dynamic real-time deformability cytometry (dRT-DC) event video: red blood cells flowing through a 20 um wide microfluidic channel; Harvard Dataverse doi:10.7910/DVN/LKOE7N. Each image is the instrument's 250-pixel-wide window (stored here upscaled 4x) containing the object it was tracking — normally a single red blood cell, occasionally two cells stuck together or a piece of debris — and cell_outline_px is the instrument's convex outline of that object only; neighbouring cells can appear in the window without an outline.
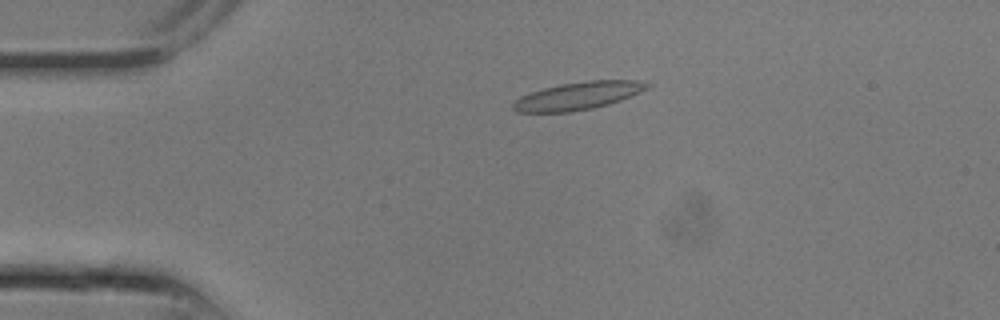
{"species": "common noctule bat (a hibernating species)", "species_latin": "Nyctalus noctula", "temperature_condition": "room temperature", "stored_images_in_passage": 8, "camera_frame_rate_fps": 3000, "um_per_image_px": 0.085, "animal": {"sex": "male", "body_mass_g": 13.3}, "frame": {"image": 1, "passage_image": 6, "time_ms": 1.667, "image_size_px": [1000, 320], "cell_outline_px": [[652, 84], [648, 88], [640, 92], [620, 100], [608, 104], [592, 108], [572, 112], [516, 112], [512, 108], [512, 104], [520, 96], [544, 88], [560, 84], [588, 80], [636, 80]], "centroid_in_image_um": [49.13, 8.14], "position_along_channel_um": 35.9, "area_um2": 21.56}}